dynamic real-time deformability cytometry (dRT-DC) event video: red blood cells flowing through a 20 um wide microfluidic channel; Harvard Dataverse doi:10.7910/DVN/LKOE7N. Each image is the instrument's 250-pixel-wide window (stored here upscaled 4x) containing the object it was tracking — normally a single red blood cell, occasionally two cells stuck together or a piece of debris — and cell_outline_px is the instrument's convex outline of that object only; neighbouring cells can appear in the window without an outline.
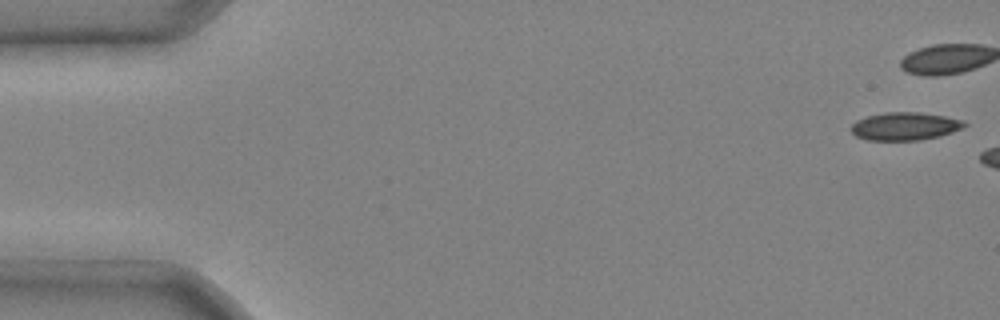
{"species": "common noctule bat (a hibernating species)", "species_latin": "Nyctalus noctula", "temperature_condition": "cold", "stored_images_in_passage": 5, "camera_frame_rate_fps": 3000, "um_per_image_px": 0.085, "animal": {"sex": "male", "body_mass_g": 20.4}, "frame": {"image": 1, "passage_image": 1, "time_ms": 0.0, "image_size_px": [1000, 320], "cell_outline_px": [[968, 124], [952, 132], [940, 136], [920, 140], [868, 140], [856, 136], [852, 132], [852, 124], [856, 120], [868, 116], [884, 112], [916, 112], [944, 116], [964, 120]], "centroid_in_image_um": [76.92, 10.73], "position_along_channel_um": 8.1, "area_um2": 18.32}}